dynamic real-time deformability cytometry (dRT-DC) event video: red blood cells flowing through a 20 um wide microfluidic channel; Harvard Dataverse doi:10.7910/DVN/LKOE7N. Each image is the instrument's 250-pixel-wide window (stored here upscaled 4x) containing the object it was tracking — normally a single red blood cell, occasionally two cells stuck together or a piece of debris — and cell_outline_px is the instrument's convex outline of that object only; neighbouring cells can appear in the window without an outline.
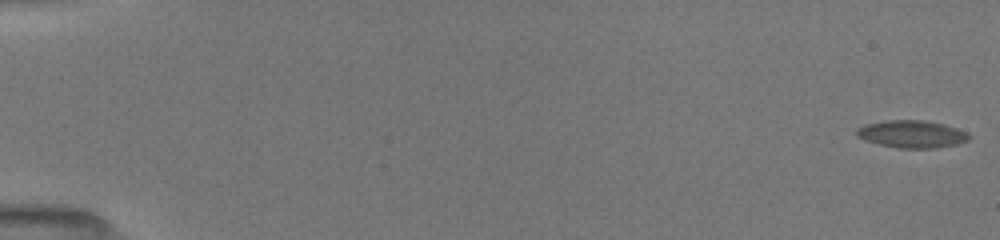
{"species": "common noctule bat (a hibernating species)", "species_latin": "Nyctalus noctula", "temperature_condition": "room temperature", "stored_images_in_passage": 54, "camera_frame_rate_fps": 3000, "um_per_image_px": 0.085, "animal": {"sex": "female", "body_mass_g": 19.5, "forearm_length_mm": 54.1}, "frame": {"image": 1, "passage_image": 1, "time_ms": 0.0, "image_size_px": [1000, 240], "cell_outline_px": [[972, 136], [968, 140], [956, 144], [932, 148], [896, 148], [880, 144], [856, 136], [856, 128], [868, 124], [888, 120], [920, 120], [944, 124], [956, 128]], "centroid_in_image_um": [77.5, 11.4], "position_along_channel_um": 7.5, "area_um2": 17.63}}
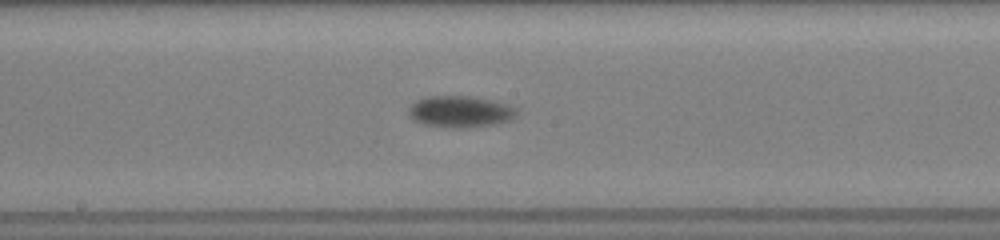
{"frame": {"image": 2, "passage_image": 30, "time_ms": 9.667, "image_size_px": [1000, 240], "cell_outline_px": [[516, 116], [508, 120], [492, 124], [464, 128], [424, 124], [416, 120], [408, 112], [408, 108], [416, 100], [428, 96], [468, 96], [508, 104], [516, 108]], "centroid_in_image_um": [39.11, 9.47], "position_along_channel_um": 209.1, "area_um2": 19.31}}
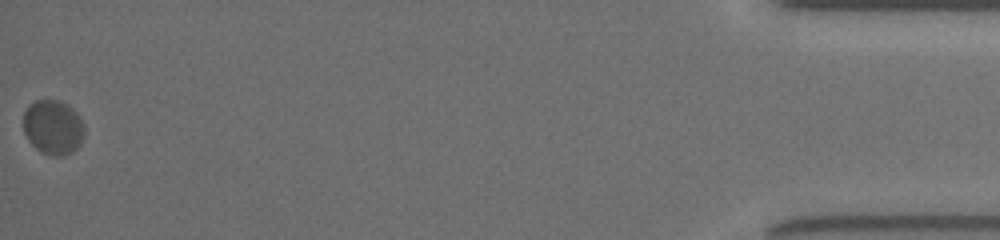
{"frame": {"image": 3, "passage_image": 54, "time_ms": 17.667, "image_size_px": [1000, 240], "cell_outline_px": [[84, 136], [80, 144], [72, 152], [60, 156], [52, 156], [40, 152], [28, 140], [24, 132], [24, 112], [28, 104], [36, 100], [60, 100], [68, 104], [80, 116], [84, 124]], "centroid_in_image_um": [4.52, 10.8], "position_along_channel_um": 430.7, "area_um2": 19.65}, "authors_computed_cell_mechanics": {"area_um2": 18.207, "velocity_mm_per_s": 3.8841, "shape_relaxation_time_tau1_ms": 2.1692, "shape_relaxation_time_tau2_ms": null, "deformation_change_tau1": 0.0898, "deformation_change_tau2": null}}